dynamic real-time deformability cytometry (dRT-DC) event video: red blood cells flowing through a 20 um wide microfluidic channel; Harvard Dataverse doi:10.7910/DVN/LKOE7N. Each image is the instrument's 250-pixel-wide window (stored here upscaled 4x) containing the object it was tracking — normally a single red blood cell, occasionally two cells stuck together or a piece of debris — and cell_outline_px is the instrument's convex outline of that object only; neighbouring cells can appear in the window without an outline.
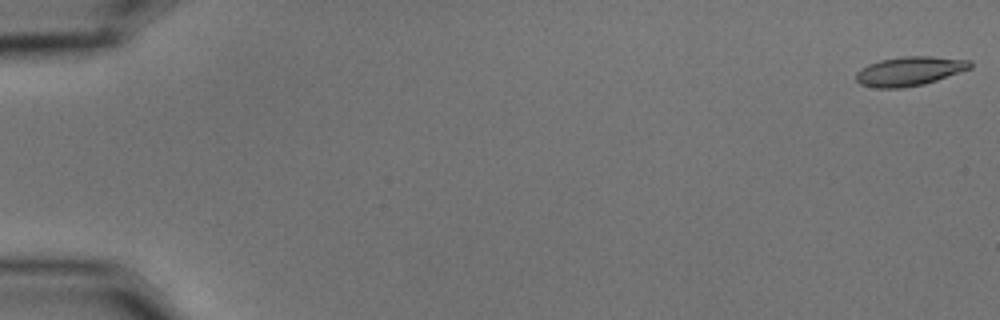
{"species": "common noctule bat (a hibernating species)", "species_latin": "Nyctalus noctula", "temperature_condition": "cold", "stored_images_in_passage": 57, "camera_frame_rate_fps": 3000, "um_per_image_px": 0.085, "animal": {"sex": "male", "body_mass_g": 15.6}, "frame": {"image": 1, "passage_image": 1, "time_ms": 0.0, "image_size_px": [1000, 320], "cell_outline_px": [[972, 68], [924, 84], [904, 88], [876, 88], [860, 84], [856, 80], [856, 72], [860, 68], [868, 64], [880, 60], [904, 56], [932, 56], [972, 60]], "centroid_in_image_um": [77.31, 6.04], "position_along_channel_um": 7.7, "area_um2": 19.54}}
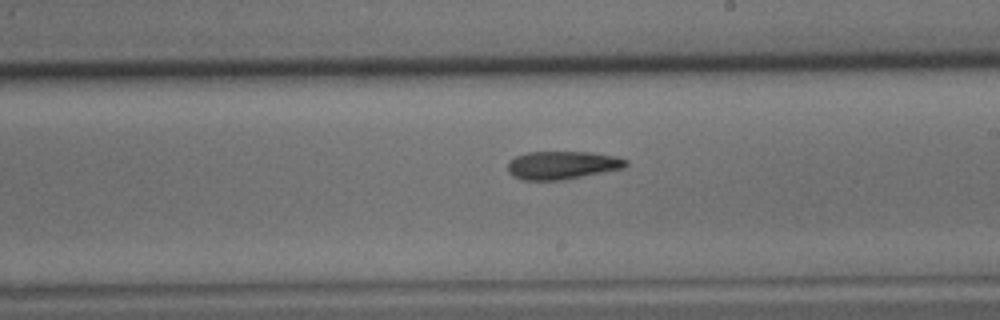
{"frame": {"image": 2, "passage_image": 34, "time_ms": 11.0, "image_size_px": [1000, 320], "cell_outline_px": [[628, 164], [624, 168], [564, 180], [524, 180], [512, 176], [508, 172], [508, 164], [516, 156], [528, 152], [592, 152], [616, 156], [628, 160]], "centroid_in_image_um": [47.82, 14.04], "position_along_channel_um": 241.2, "area_um2": 19.42}}
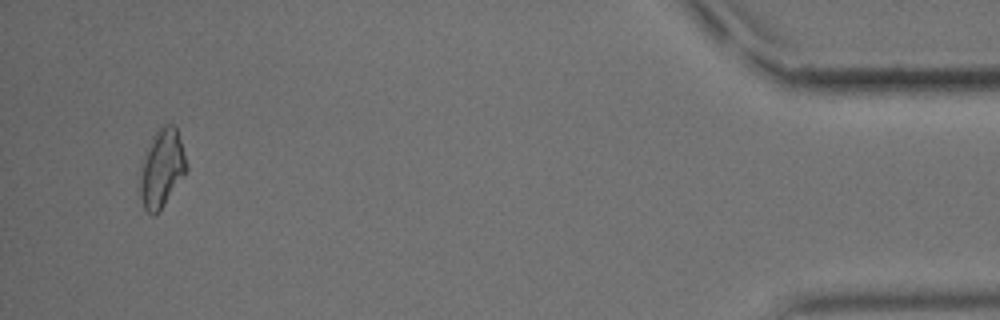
{"frame": {"image": 3, "passage_image": 55, "time_ms": 18.0, "image_size_px": [1000, 320], "cell_outline_px": [[188, 168], [184, 176], [156, 216], [152, 216], [144, 208], [140, 196], [140, 164], [144, 152], [152, 136], [164, 124], [176, 124]], "centroid_in_image_um": [13.74, 14.3], "position_along_channel_um": 421.5, "area_um2": 21.39}, "authors_computed_cell_mechanics": {"area_um2": 19.5942, "velocity_mm_per_s": 3.5612, "shape_relaxation_time_tau1_ms": 8.4483, "shape_relaxation_time_tau2_ms": 10.9348, "deformation_change_tau1": 0.1884, "deformation_change_tau2": 0.2097}}